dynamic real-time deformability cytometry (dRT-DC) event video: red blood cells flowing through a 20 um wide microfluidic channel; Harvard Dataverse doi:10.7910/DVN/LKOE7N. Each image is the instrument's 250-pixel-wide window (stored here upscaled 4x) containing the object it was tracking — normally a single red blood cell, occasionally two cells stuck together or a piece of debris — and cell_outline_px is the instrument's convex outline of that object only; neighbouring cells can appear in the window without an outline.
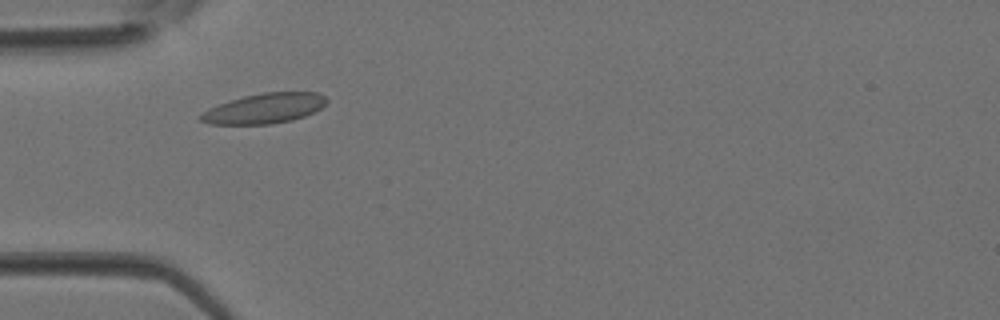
{"species": "Egyptian fruit bat (a non-hibernating species)", "species_latin": "Rousettus aegyptiacus", "temperature_condition": "room temperature", "stored_images_in_passage": 2, "camera_frame_rate_fps": 3000, "um_per_image_px": 0.085, "animal": {"sex": "female"}, "frame": {"image": 1, "passage_image": 2, "time_ms": 0.333, "image_size_px": [1000, 320], "cell_outline_px": [[328, 100], [320, 108], [304, 116], [292, 120], [272, 124], [208, 124], [200, 120], [200, 116], [208, 108], [244, 96], [264, 92], [316, 92], [324, 96]], "centroid_in_image_um": [22.48, 9.22], "position_along_channel_um": 62.5, "area_um2": 21.79}}